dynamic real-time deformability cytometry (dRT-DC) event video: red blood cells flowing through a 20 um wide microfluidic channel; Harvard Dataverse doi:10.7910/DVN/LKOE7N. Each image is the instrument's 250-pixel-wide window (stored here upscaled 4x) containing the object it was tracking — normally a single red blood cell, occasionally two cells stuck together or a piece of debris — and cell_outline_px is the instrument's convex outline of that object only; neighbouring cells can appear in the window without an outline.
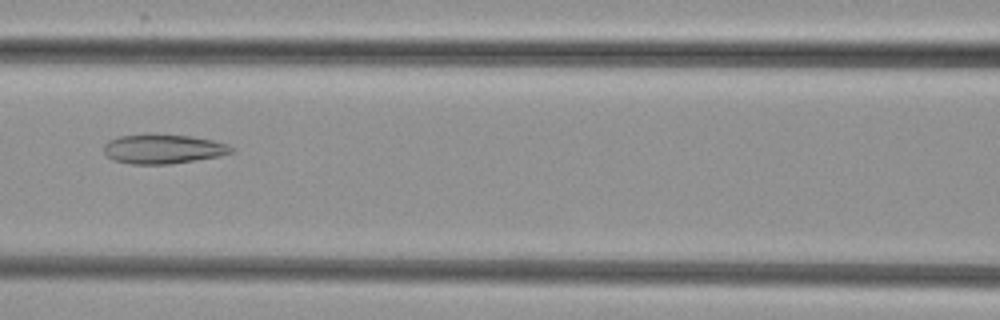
{"species": "common noctule bat (a hibernating species)", "species_latin": "Nyctalus noctula", "temperature_condition": "cold", "stored_images_in_passage": 3, "camera_frame_rate_fps": 3000, "um_per_image_px": 0.085, "animal": {"sex": "female", "body_mass_g": 29.2, "forearm_length_mm": 56.3}, "frame": {"image": 1, "passage_image": 3, "time_ms": 2.0, "image_size_px": [1000, 320], "cell_outline_px": [[236, 152], [220, 156], [196, 160], [168, 164], [132, 164], [112, 160], [104, 152], [104, 144], [108, 140], [120, 136], [148, 132], [152, 132], [192, 136], [212, 140], [228, 144]], "centroid_in_image_um": [13.86, 12.63], "position_along_channel_um": 152.7, "area_um2": 22.43}}